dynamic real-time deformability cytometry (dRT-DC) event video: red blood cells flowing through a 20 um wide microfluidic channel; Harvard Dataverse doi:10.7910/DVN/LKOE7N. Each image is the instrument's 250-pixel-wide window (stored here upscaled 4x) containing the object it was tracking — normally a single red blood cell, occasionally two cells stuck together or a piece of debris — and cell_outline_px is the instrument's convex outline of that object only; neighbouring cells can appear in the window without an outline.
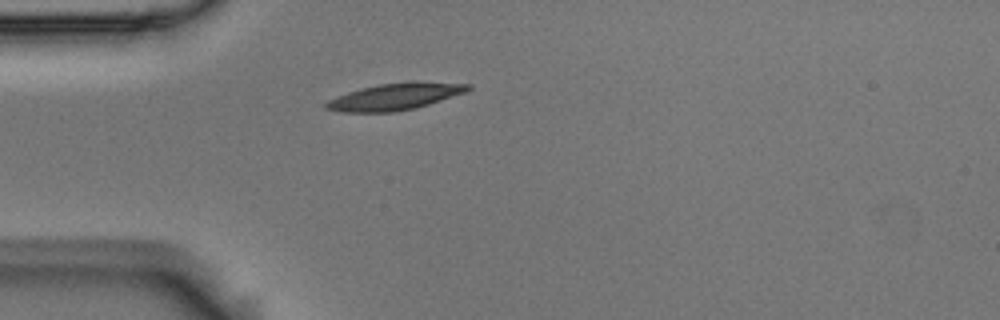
{"species": "Egyptian fruit bat (a non-hibernating species)", "species_latin": "Rousettus aegyptiacus", "temperature_condition": "room temperature", "stored_images_in_passage": 1, "camera_frame_rate_fps": 3000, "um_per_image_px": 0.085, "animal": {"sex": "male"}, "frame": {"image": 1, "passage_image": 1, "time_ms": 0.0, "image_size_px": [1000, 320], "cell_outline_px": [[472, 88], [464, 92], [428, 104], [412, 108], [392, 112], [344, 112], [324, 108], [324, 104], [328, 100], [348, 92], [360, 88], [380, 84], [412, 80], [472, 84]], "centroid_in_image_um": [33.58, 8.18], "position_along_channel_um": 51.4, "area_um2": 22.02}}